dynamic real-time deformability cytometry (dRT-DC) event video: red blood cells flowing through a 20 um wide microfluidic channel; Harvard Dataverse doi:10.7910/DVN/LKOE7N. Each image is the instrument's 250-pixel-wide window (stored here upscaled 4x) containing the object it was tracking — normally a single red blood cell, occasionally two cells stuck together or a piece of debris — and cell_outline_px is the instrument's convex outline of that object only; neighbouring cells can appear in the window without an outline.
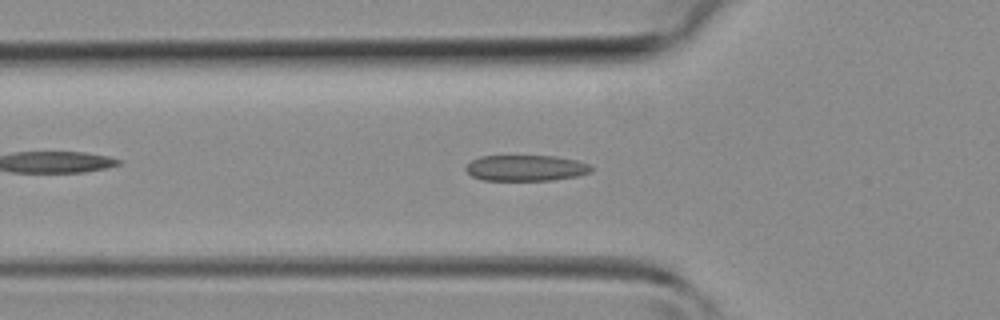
{"species": "common noctule bat (a hibernating species)", "species_latin": "Nyctalus noctula", "temperature_condition": "room temperature", "stored_images_in_passage": 20, "camera_frame_rate_fps": 3000, "um_per_image_px": 0.085, "animal": {"sex": "female", "body_mass_g": 19.3, "forearm_length_mm": 54.1}, "frame": {"image": 1, "passage_image": 4, "time_ms": 1.0, "image_size_px": [1000, 320], "cell_outline_px": [[592, 172], [576, 176], [552, 180], [484, 180], [472, 176], [464, 168], [472, 160], [480, 156], [556, 156], [576, 160], [588, 164], [592, 168]], "centroid_in_image_um": [44.7, 14.28], "position_along_channel_um": 81.1, "area_um2": 18.84}}
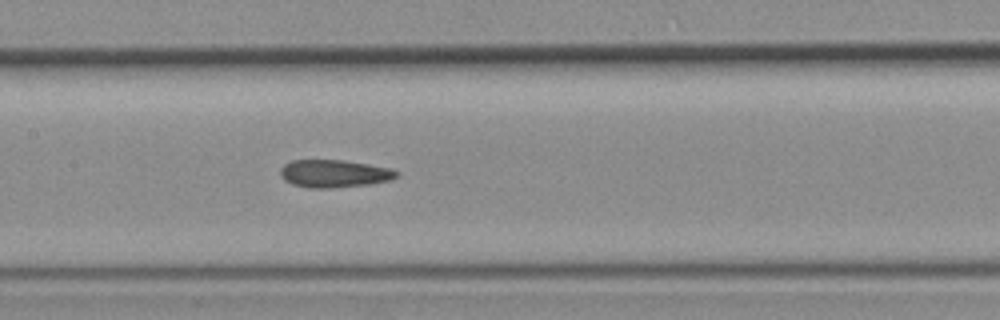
{"frame": {"image": 2, "passage_image": 10, "time_ms": 3.0, "image_size_px": [1000, 320], "cell_outline_px": [[400, 176], [388, 180], [368, 184], [328, 188], [308, 188], [292, 184], [284, 180], [280, 176], [280, 168], [284, 164], [292, 160], [344, 160], [392, 168], [400, 172]], "centroid_in_image_um": [28.4, 14.75], "position_along_channel_um": 179.0, "area_um2": 18.84}}
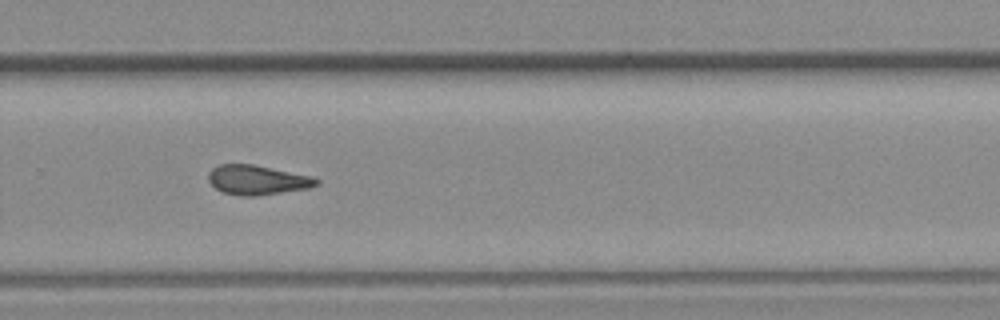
{"frame": {"image": 3, "passage_image": 18, "time_ms": 5.667, "image_size_px": [1000, 320], "cell_outline_px": [[320, 184], [308, 188], [256, 196], [240, 196], [224, 192], [216, 188], [208, 180], [208, 172], [212, 168], [220, 164], [252, 164], [312, 176], [320, 180]], "centroid_in_image_um": [21.87, 15.29], "position_along_channel_um": 307.9, "area_um2": 18.55}}